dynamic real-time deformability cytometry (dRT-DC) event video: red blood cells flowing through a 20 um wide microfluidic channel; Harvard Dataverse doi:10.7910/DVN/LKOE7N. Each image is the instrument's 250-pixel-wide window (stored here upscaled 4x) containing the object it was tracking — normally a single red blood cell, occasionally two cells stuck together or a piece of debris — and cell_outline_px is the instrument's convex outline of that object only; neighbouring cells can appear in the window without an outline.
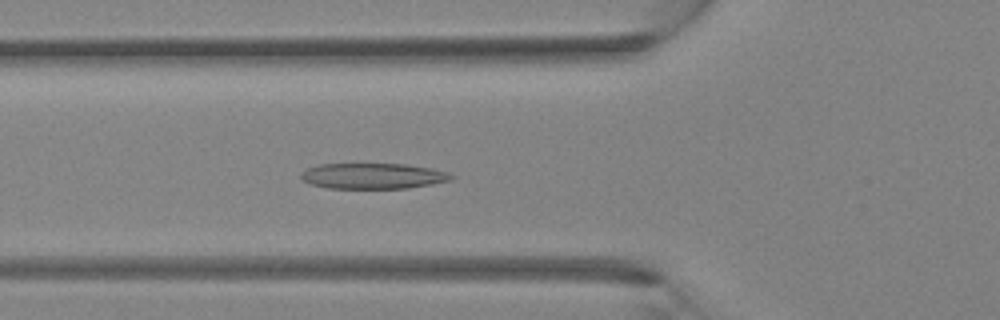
{"species": "Egyptian fruit bat (a non-hibernating species)", "species_latin": "Rousettus aegyptiacus", "temperature_condition": "room temperature", "stored_images_in_passage": 40, "camera_frame_rate_fps": 3000, "um_per_image_px": 0.085, "animal": {"sex": "female"}, "frame": {"image": 1, "passage_image": 15, "time_ms": 4.667, "image_size_px": [1000, 320], "cell_outline_px": [[456, 176], [452, 180], [432, 184], [408, 188], [328, 188], [308, 184], [300, 180], [300, 172], [304, 168], [320, 164], [408, 164], [432, 168], [448, 172]], "centroid_in_image_um": [31.67, 14.95], "position_along_channel_um": 94.1, "area_um2": 22.89}}
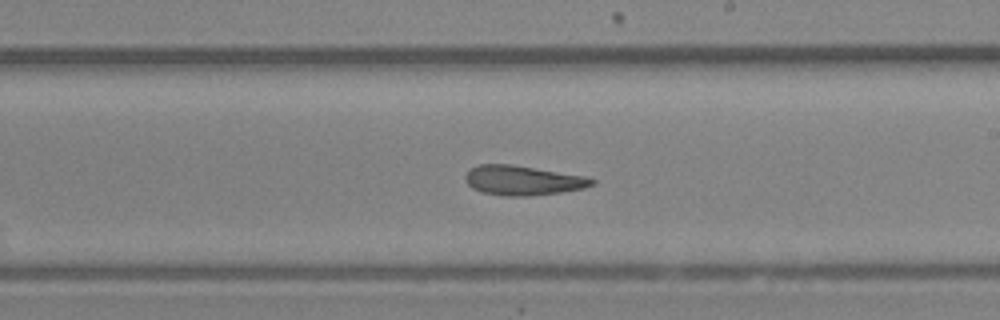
{"frame": {"image": 2, "passage_image": 24, "time_ms": 7.667, "image_size_px": [1000, 320], "cell_outline_px": [[596, 184], [584, 188], [560, 192], [528, 196], [504, 196], [484, 192], [472, 188], [464, 180], [464, 176], [476, 164], [512, 164], [584, 176], [596, 180]], "centroid_in_image_um": [44.43, 15.33], "position_along_channel_um": 244.6, "area_um2": 21.79}}
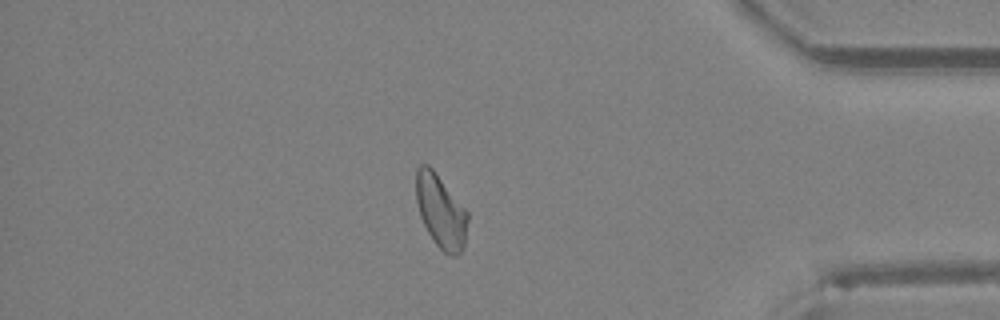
{"frame": {"image": 3, "passage_image": 35, "time_ms": 11.333, "image_size_px": [1000, 320], "cell_outline_px": [[468, 220], [464, 244], [460, 252], [456, 256], [448, 256], [436, 244], [428, 232], [420, 216], [416, 204], [416, 168], [420, 164], [428, 164], [432, 168], [468, 212]], "centroid_in_image_um": [37.45, 17.95], "position_along_channel_um": 397.8, "area_um2": 21.96}}